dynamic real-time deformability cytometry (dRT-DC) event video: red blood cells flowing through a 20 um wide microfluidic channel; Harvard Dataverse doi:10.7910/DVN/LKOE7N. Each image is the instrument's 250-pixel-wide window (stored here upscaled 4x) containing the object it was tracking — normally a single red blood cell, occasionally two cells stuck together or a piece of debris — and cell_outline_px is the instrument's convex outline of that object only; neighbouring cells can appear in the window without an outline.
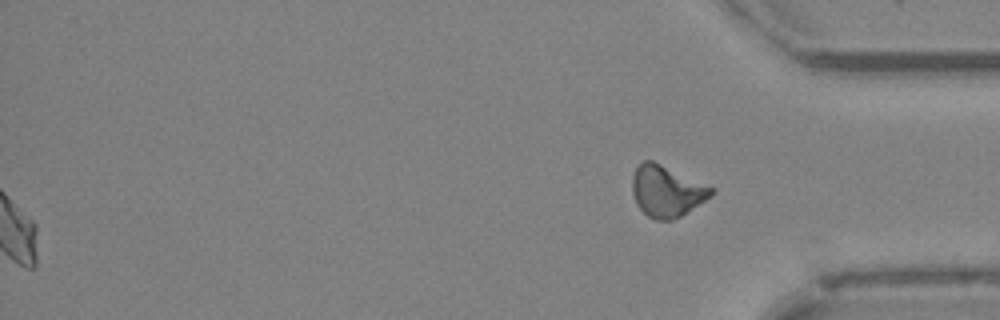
{"species": "Egyptian fruit bat (a non-hibernating species)", "species_latin": "Rousettus aegyptiacus", "temperature_condition": "cold", "stored_images_in_passage": 54, "segment_of_instrument_passage": [2, 2], "camera_frame_rate_fps": 3000, "um_per_image_px": 0.085, "animal": {"sex": "female"}, "frame": {"image": 1, "passage_image": 54, "time_ms": 17.667, "image_size_px": [1000, 320], "cell_outline_px": [[716, 192], [712, 196], [680, 216], [672, 220], [656, 220], [648, 216], [636, 204], [632, 192], [632, 176], [636, 168], [644, 160], [652, 160], [716, 188]], "centroid_in_image_um": [56.68, 16.24], "position_along_channel_um": 378.5, "area_um2": 23.64}}